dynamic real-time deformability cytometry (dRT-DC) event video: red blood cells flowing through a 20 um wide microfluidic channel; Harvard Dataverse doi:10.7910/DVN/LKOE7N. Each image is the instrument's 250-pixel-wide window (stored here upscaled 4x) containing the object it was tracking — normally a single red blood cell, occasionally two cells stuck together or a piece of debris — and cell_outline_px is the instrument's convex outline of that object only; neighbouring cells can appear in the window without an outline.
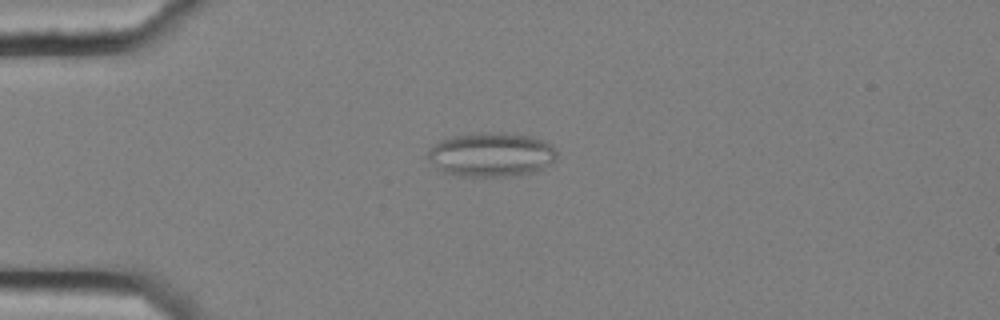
{"species": "common noctule bat (a hibernating species)", "species_latin": "Nyctalus noctula", "temperature_condition": "cold", "stored_images_in_passage": 11, "camera_frame_rate_fps": 3000, "um_per_image_px": 0.085, "animal": {"sex": "female", "body_mass_g": 25.1}, "frame": {"image": 1, "passage_image": 4, "time_ms": 1.0, "image_size_px": [1000, 320], "cell_outline_px": [[556, 160], [552, 164], [536, 172], [520, 176], [460, 176], [444, 172], [436, 168], [428, 160], [428, 148], [440, 140], [448, 136], [472, 132], [504, 132], [532, 136], [544, 140], [552, 144], [556, 148]], "centroid_in_image_um": [41.78, 13.13], "position_along_channel_um": 43.2, "area_um2": 34.22}}